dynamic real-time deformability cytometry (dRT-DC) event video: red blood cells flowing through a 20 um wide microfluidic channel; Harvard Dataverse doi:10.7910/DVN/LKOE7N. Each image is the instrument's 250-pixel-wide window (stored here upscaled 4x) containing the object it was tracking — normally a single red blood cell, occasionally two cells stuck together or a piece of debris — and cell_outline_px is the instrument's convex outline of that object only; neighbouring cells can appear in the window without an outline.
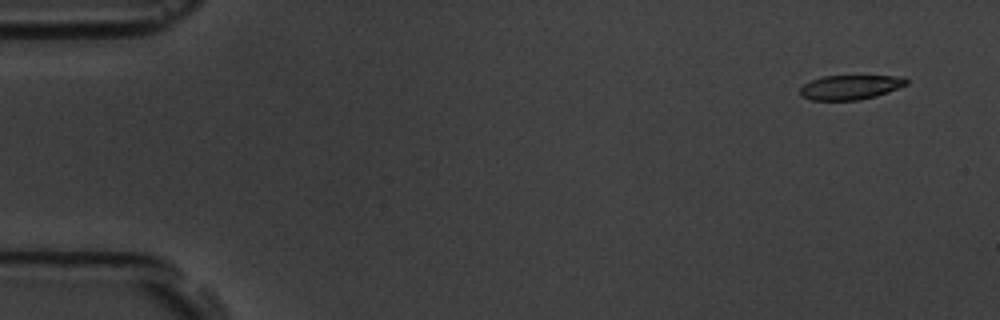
{"species": "common noctule bat (a hibernating species)", "species_latin": "Nyctalus noctula", "temperature_condition": "room temperature", "stored_images_in_passage": 5, "segment_of_instrument_passage": [1, 2], "camera_frame_rate_fps": 3000, "um_per_image_px": 0.085, "animal": {"sex": "male", "body_mass_g": 19.5, "forearm_length_mm": 54.6}, "frame": {"image": 1, "passage_image": 1, "time_ms": 0.0, "image_size_px": [1000, 320], "cell_outline_px": [[908, 84], [888, 92], [876, 96], [860, 100], [812, 100], [800, 96], [800, 88], [804, 84], [812, 80], [824, 76], [904, 76], [908, 80]], "centroid_in_image_um": [72.29, 7.42], "position_along_channel_um": 12.7, "area_um2": 15.2}}